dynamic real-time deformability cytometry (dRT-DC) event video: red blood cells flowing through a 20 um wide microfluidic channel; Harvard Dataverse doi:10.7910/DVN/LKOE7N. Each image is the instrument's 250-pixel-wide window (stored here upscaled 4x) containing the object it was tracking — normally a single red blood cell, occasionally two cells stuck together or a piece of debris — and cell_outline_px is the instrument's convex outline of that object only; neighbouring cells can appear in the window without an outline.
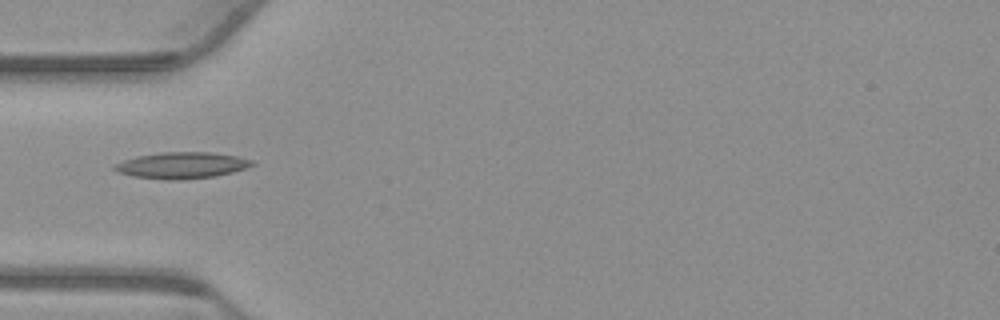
{"species": "common noctule bat (a hibernating species)", "species_latin": "Nyctalus noctula", "temperature_condition": "warm", "stored_images_in_passage": 38, "camera_frame_rate_fps": 3000, "um_per_image_px": 0.085, "animal": {"sex": "male", "body_mass_g": 23.1, "forearm_length_mm": 52.7}, "frame": {"image": 1, "passage_image": 1, "time_ms": 0.0, "image_size_px": [1000, 320], "cell_outline_px": [[256, 164], [232, 172], [216, 176], [180, 180], [164, 180], [132, 176], [120, 172], [112, 168], [116, 164], [124, 160], [136, 156], [160, 152], [212, 152], [236, 156], [252, 160]], "centroid_in_image_um": [15.45, 14.05], "position_along_channel_um": 69.6, "area_um2": 21.1}}
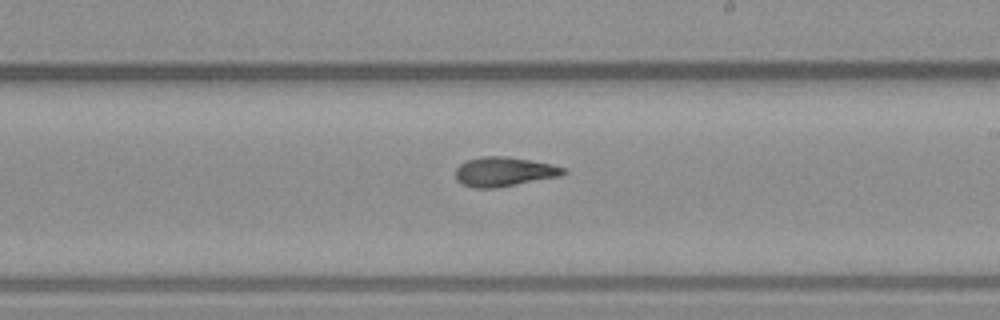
{"frame": {"image": 2, "passage_image": 15, "time_ms": 4.667, "image_size_px": [1000, 320], "cell_outline_px": [[568, 172], [560, 176], [496, 188], [472, 188], [460, 184], [456, 180], [456, 168], [460, 164], [468, 160], [484, 156], [504, 156], [552, 164], [568, 168]], "centroid_in_image_um": [42.85, 14.61], "position_along_channel_um": 246.2, "area_um2": 18.55}}
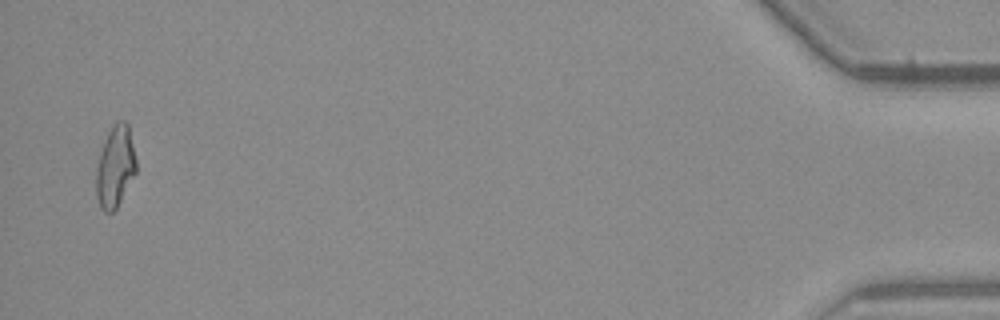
{"frame": {"image": 3, "passage_image": 37, "time_ms": 12.0, "image_size_px": [1000, 320], "cell_outline_px": [[136, 172], [116, 208], [112, 212], [104, 212], [100, 208], [96, 196], [96, 168], [100, 152], [104, 140], [112, 124], [116, 120], [124, 120], [128, 124], [136, 160]], "centroid_in_image_um": [9.78, 14.14], "position_along_channel_um": 425.4, "area_um2": 19.02}}